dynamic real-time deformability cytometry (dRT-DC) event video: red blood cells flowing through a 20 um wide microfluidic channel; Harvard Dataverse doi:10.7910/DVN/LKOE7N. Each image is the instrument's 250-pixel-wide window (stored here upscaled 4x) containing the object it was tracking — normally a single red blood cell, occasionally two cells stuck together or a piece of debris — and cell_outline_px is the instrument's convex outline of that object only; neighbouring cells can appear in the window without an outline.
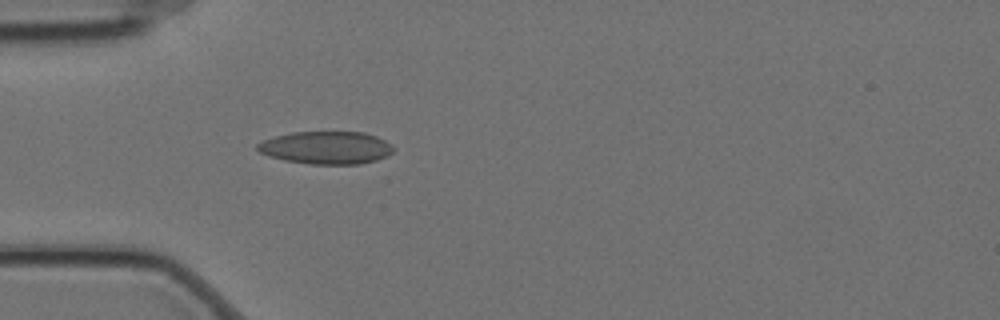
{"species": "Egyptian fruit bat (a non-hibernating species)", "species_latin": "Rousettus aegyptiacus", "temperature_condition": "cold", "stored_images_in_passage": 5, "camera_frame_rate_fps": 3000, "um_per_image_px": 0.085, "animal": {"sex": "female"}, "frame": {"image": 1, "passage_image": 5, "time_ms": 1.333, "image_size_px": [1000, 320], "cell_outline_px": [[396, 148], [388, 156], [376, 160], [360, 164], [308, 164], [284, 160], [268, 156], [260, 152], [256, 148], [256, 144], [264, 140], [276, 136], [292, 132], [364, 132], [376, 136], [392, 144]], "centroid_in_image_um": [27.75, 12.56], "position_along_channel_um": 57.2, "area_um2": 26.07}}